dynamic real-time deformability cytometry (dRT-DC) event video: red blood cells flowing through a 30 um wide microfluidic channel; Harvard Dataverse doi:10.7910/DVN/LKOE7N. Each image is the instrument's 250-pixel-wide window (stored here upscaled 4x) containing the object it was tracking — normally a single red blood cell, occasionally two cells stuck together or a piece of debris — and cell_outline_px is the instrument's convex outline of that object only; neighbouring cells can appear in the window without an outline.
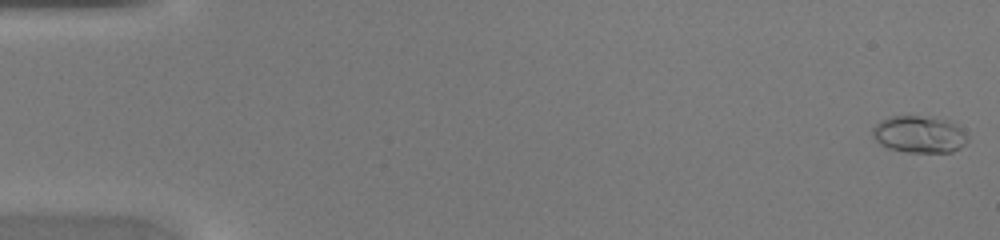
{"species": "common noctule bat (a hibernating species)", "species_latin": "Nyctalus noctula", "temperature_condition": "warm", "stored_images_in_passage": 45, "camera_frame_rate_fps": 3000, "um_per_image_px": 0.085, "animal": {"sex": "female", "body_mass_g": 20.0, "forearm_length_mm": 54.0}, "frame": {"image": 1, "passage_image": 1, "time_ms": 0.0, "image_size_px": [1000, 240], "cell_outline_px": [[968, 140], [960, 148], [952, 152], [908, 152], [888, 148], [880, 144], [872, 136], [872, 128], [880, 120], [892, 116], [920, 116], [948, 120], [956, 124], [968, 136]], "centroid_in_image_um": [78.12, 11.42], "position_along_channel_um": 6.9, "area_um2": 20.46}}
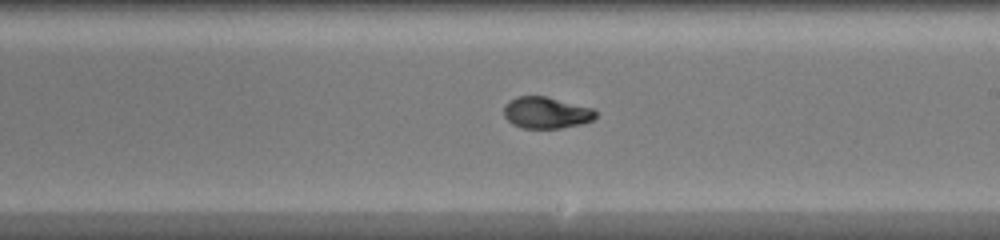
{"frame": {"image": 2, "passage_image": 27, "time_ms": 8.667, "image_size_px": [1000, 240], "cell_outline_px": [[596, 116], [592, 120], [580, 124], [560, 128], [520, 128], [512, 124], [504, 116], [504, 104], [516, 96], [548, 96], [592, 108], [596, 112]], "centroid_in_image_um": [46.4, 9.57], "position_along_channel_um": 242.6, "area_um2": 16.94}}
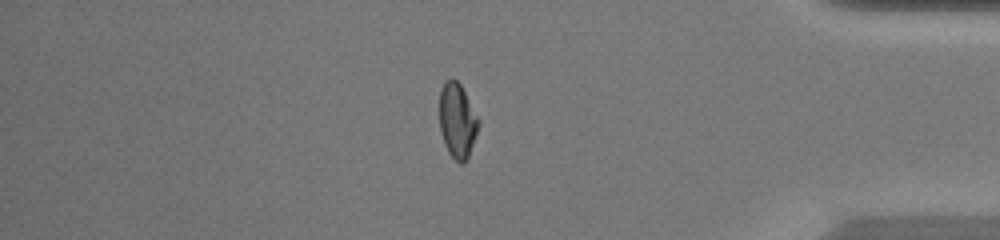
{"frame": {"image": 3, "passage_image": 39, "time_ms": 12.667, "image_size_px": [1000, 240], "cell_outline_px": [[480, 124], [468, 156], [464, 164], [460, 164], [448, 152], [444, 144], [440, 132], [440, 88], [444, 80], [452, 76], [460, 84], [480, 120]], "centroid_in_image_um": [38.86, 10.22], "position_along_channel_um": 396.3, "area_um2": 17.17}}